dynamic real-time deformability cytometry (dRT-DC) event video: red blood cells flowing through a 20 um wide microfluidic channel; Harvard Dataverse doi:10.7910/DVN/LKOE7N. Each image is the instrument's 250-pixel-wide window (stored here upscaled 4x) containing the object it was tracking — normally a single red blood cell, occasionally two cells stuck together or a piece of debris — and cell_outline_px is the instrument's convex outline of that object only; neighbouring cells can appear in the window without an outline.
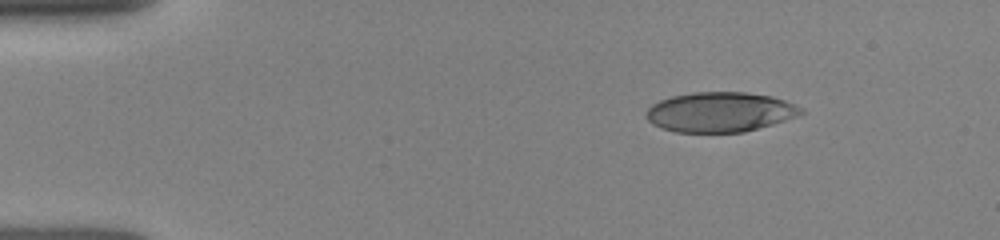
{"species": "human", "species_latin": "Homo sapiens", "temperature_condition": "room temperature", "stored_images_in_passage": 8, "camera_frame_rate_fps": 3000, "um_per_image_px": 0.085, "donor": {"sex": "female"}, "frame": {"image": 1, "passage_image": 1, "time_ms": 0.0, "image_size_px": [1000, 240], "cell_outline_px": [[804, 112], [796, 116], [772, 124], [744, 132], [676, 132], [660, 128], [652, 124], [648, 120], [644, 112], [652, 104], [660, 100], [672, 96], [692, 92], [744, 92], [772, 96], [796, 104], [804, 108]], "centroid_in_image_um": [61.18, 9.52], "position_along_channel_um": 23.8, "area_um2": 36.07}}
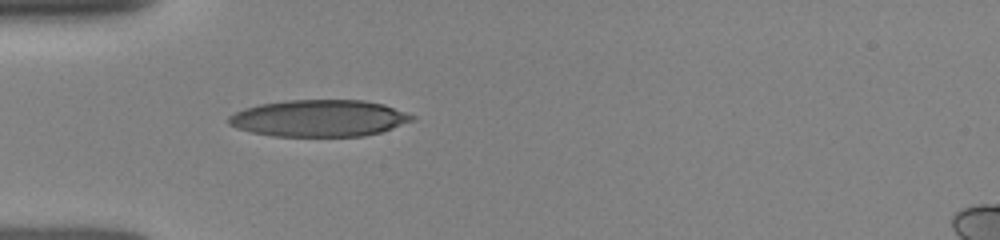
{"frame": {"image": 2, "passage_image": 5, "time_ms": 2.667, "image_size_px": [1000, 240], "cell_outline_px": [[416, 120], [380, 132], [364, 136], [276, 136], [252, 132], [236, 128], [228, 124], [228, 116], [244, 108], [260, 104], [288, 100], [364, 100], [384, 104], [416, 116]], "centroid_in_image_um": [27.15, 10.05], "position_along_channel_um": 57.9, "area_um2": 39.36}}
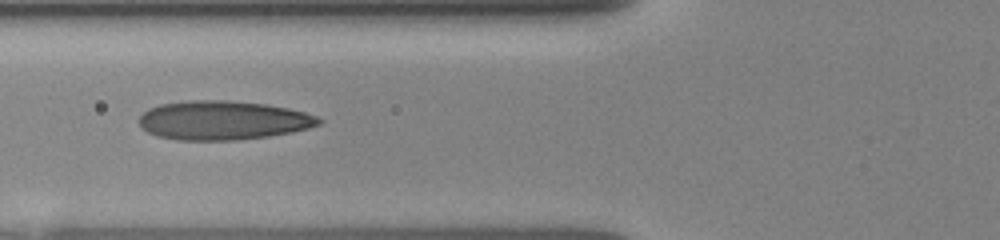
{"frame": {"image": 3, "passage_image": 7, "time_ms": 4.0, "image_size_px": [1000, 240], "cell_outline_px": [[324, 120], [320, 124], [308, 128], [292, 132], [268, 136], [236, 140], [176, 140], [156, 136], [140, 128], [140, 116], [148, 108], [160, 104], [188, 100], [224, 100], [264, 104], [288, 108], [304, 112], [316, 116]], "centroid_in_image_um": [18.93, 10.23], "position_along_channel_um": 106.9, "area_um2": 40.92}}